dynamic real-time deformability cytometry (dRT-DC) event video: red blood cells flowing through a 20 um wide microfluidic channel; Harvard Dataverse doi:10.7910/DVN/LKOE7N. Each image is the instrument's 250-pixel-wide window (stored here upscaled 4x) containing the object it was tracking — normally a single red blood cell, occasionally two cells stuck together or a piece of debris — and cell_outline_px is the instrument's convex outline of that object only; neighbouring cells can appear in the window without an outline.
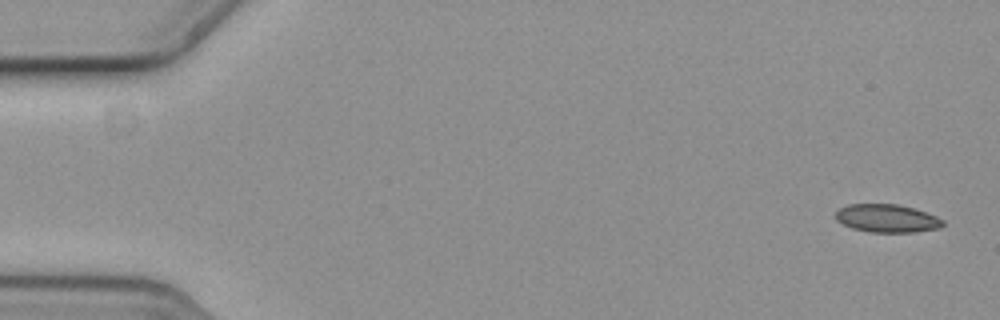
{"species": "common noctule bat (a hibernating species)", "species_latin": "Nyctalus noctula", "temperature_condition": "cold", "stored_images_in_passage": 5, "camera_frame_rate_fps": 3000, "um_per_image_px": 0.085, "animal": {"sex": "female", "body_mass_g": 19.3, "forearm_length_mm": 54.1}, "frame": {"image": 1, "passage_image": 1, "time_ms": 0.0, "image_size_px": [1000, 320], "cell_outline_px": [[944, 224], [940, 228], [916, 232], [872, 232], [852, 228], [836, 220], [836, 212], [840, 208], [848, 204], [896, 204], [912, 208], [936, 216], [944, 220]], "centroid_in_image_um": [75.4, 18.56], "position_along_channel_um": 9.6, "area_um2": 17.4}}
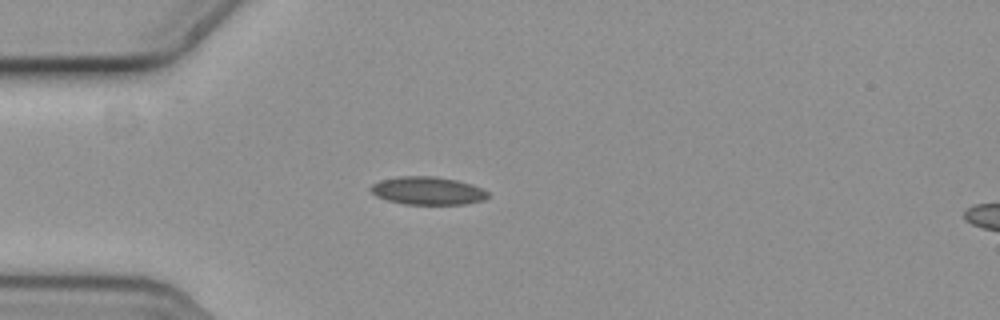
{"frame": {"image": 2, "passage_image": 5, "time_ms": 1.333, "image_size_px": [1000, 320], "cell_outline_px": [[488, 196], [484, 200], [468, 204], [404, 204], [388, 200], [376, 196], [372, 192], [372, 184], [380, 180], [400, 176], [432, 176], [456, 180], [472, 184], [488, 192]], "centroid_in_image_um": [36.37, 16.21], "position_along_channel_um": 48.6, "area_um2": 18.96}}